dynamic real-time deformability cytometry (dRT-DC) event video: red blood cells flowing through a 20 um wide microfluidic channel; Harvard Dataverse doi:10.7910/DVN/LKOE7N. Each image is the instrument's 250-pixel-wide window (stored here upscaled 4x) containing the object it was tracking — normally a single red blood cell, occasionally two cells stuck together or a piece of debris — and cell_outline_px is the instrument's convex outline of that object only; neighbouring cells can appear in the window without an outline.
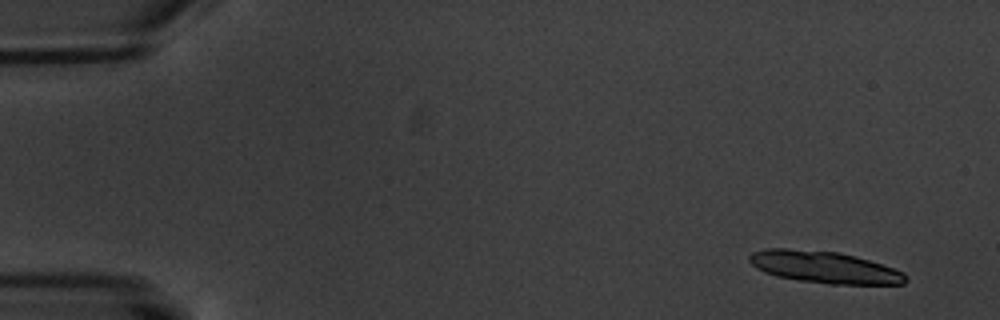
{"species": "common noctule bat (a hibernating species)", "species_latin": "Nyctalus noctula", "temperature_condition": "warm", "stored_images_in_passage": 6, "camera_frame_rate_fps": 3000, "um_per_image_px": 0.085, "animal": {"sex": "male", "body_mass_g": 20.1, "forearm_length_mm": 53.5}, "frame": {"image": 1, "passage_image": 1, "time_ms": 0.0, "image_size_px": [1000, 320], "cell_outline_px": [[908, 280], [904, 284], [828, 284], [800, 280], [776, 276], [764, 272], [756, 268], [748, 260], [748, 256], [752, 252], [764, 248], [784, 248], [840, 252], [856, 256], [904, 272], [908, 276]], "centroid_in_image_um": [70.05, 22.7], "position_along_channel_um": 14.9, "area_um2": 29.13}}